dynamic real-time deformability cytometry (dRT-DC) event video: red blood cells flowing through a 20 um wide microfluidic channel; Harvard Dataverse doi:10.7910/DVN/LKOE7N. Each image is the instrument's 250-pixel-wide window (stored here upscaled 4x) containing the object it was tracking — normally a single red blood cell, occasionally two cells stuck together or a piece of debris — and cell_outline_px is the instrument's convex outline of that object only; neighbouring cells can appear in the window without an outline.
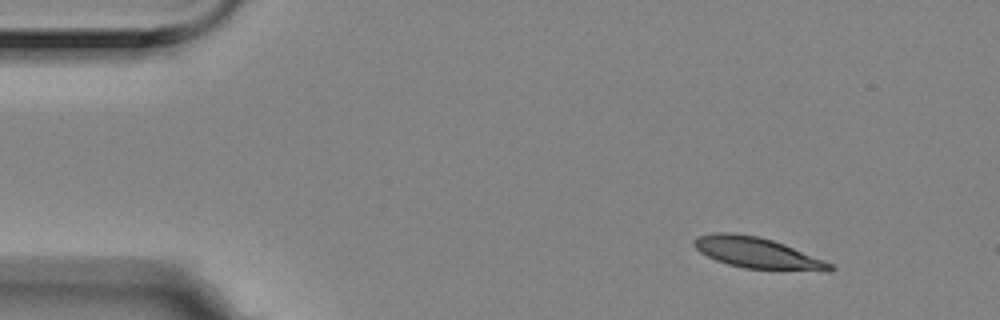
{"species": "Egyptian fruit bat (a non-hibernating species)", "species_latin": "Rousettus aegyptiacus", "temperature_condition": "room temperature", "stored_images_in_passage": 3, "camera_frame_rate_fps": 3000, "um_per_image_px": 0.085, "animal": {"sex": "female"}, "frame": {"image": 1, "passage_image": 1, "time_ms": 0.0, "image_size_px": [1000, 320], "cell_outline_px": [[836, 268], [832, 272], [828, 272], [744, 268], [728, 264], [716, 260], [700, 252], [692, 244], [692, 240], [696, 236], [712, 232], [732, 232], [756, 236], [772, 240], [784, 244], [824, 260], [832, 264]], "centroid_in_image_um": [64.37, 21.5], "position_along_channel_um": 20.6, "area_um2": 24.74}}
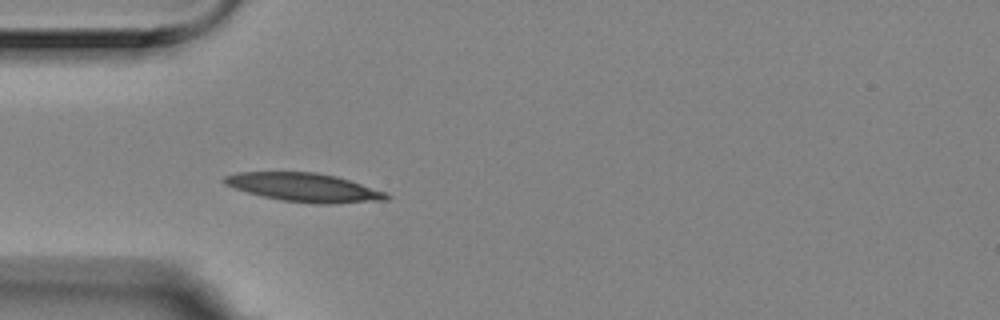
{"frame": {"image": 2, "passage_image": 3, "time_ms": 0.667, "image_size_px": [1000, 320], "cell_outline_px": [[392, 196], [388, 200], [332, 204], [316, 204], [280, 200], [248, 192], [224, 184], [220, 180], [224, 176], [236, 172], [316, 172], [336, 176], [384, 192]], "centroid_in_image_um": [25.83, 15.93], "position_along_channel_um": 59.2, "area_um2": 26.93}}